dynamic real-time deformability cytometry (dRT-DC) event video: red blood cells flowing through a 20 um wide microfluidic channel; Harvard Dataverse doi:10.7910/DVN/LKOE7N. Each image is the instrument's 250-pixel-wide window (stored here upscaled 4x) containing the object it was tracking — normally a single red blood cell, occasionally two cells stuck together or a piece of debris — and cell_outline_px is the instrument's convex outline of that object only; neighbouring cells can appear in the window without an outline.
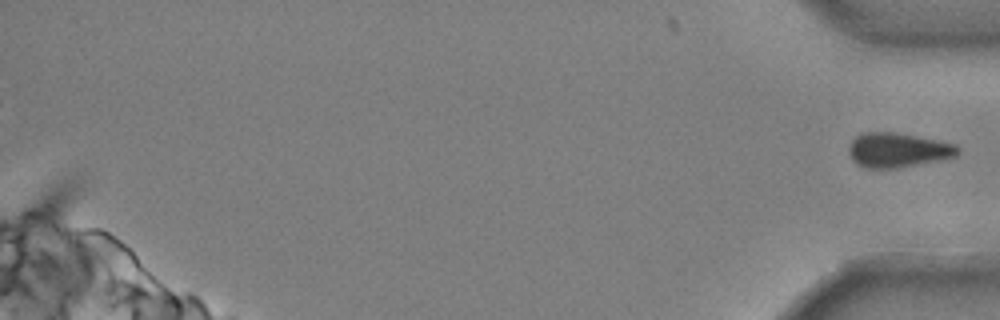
{"species": "common noctule bat (a hibernating species)", "species_latin": "Nyctalus noctula", "temperature_condition": "cold", "stored_images_in_passage": 45, "camera_frame_rate_fps": 3000, "um_per_image_px": 0.085, "animal": {"sex": "male", "body_mass_g": 20.4}, "frame": {"image": 1, "passage_image": 45, "time_ms": 14.667, "image_size_px": [1000, 320], "cell_outline_px": [[960, 152], [956, 156], [940, 160], [900, 168], [864, 168], [856, 164], [852, 160], [848, 152], [848, 148], [852, 140], [856, 136], [864, 132], [892, 132], [916, 136], [956, 144], [960, 148]], "centroid_in_image_um": [76.3, 12.77], "position_along_channel_um": 358.9, "area_um2": 22.08}}